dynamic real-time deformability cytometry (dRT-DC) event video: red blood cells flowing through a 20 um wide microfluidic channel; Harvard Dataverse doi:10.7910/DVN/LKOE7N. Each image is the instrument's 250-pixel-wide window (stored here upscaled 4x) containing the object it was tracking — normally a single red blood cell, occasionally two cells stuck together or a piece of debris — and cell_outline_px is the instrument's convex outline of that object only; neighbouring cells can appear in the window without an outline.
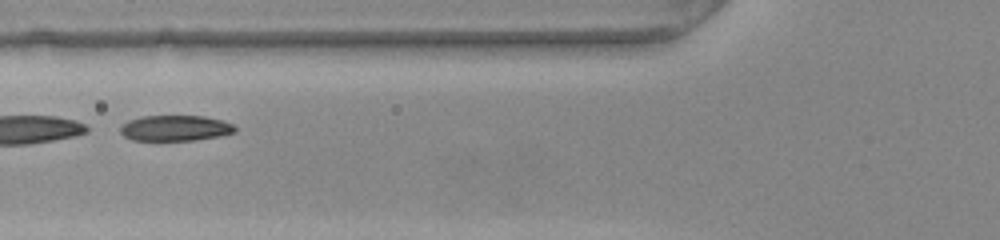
{"species": "common noctule bat (a hibernating species)", "species_latin": "Nyctalus noctula", "temperature_condition": "warm", "stored_images_in_passage": 32, "segment_of_instrument_passage": [2, 2], "camera_frame_rate_fps": 3000, "um_per_image_px": 0.085, "animal": {"sex": "female", "body_mass_g": 22.0, "forearm_length_mm": 56.7}, "frame": {"image": 1, "passage_image": 16, "time_ms": 5.0, "image_size_px": [1000, 240], "cell_outline_px": [[236, 132], [216, 136], [192, 140], [132, 140], [124, 136], [120, 132], [120, 128], [128, 120], [140, 116], [204, 116], [220, 120], [232, 124], [236, 128]], "centroid_in_image_um": [14.86, 10.88], "position_along_channel_um": 110.9, "area_um2": 16.94}}